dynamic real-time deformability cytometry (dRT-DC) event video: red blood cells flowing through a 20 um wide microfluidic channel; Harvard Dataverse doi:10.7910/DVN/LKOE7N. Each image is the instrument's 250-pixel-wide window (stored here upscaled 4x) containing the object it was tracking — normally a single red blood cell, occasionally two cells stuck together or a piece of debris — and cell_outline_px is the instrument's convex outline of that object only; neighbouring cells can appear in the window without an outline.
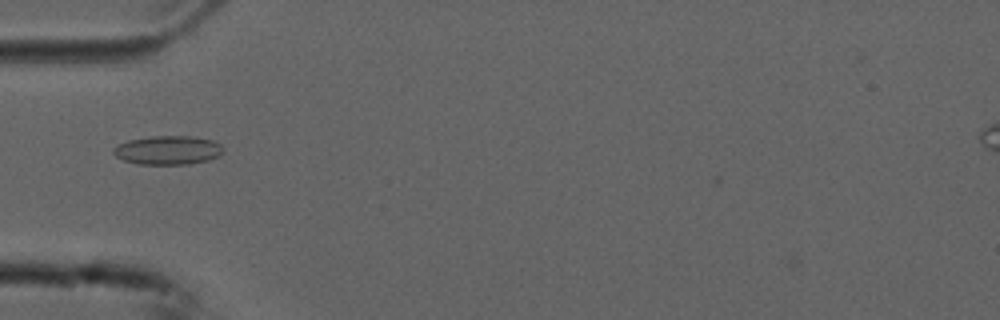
{"species": "common noctule bat (a hibernating species)", "species_latin": "Nyctalus noctula", "temperature_condition": "cold", "stored_images_in_passage": 39, "camera_frame_rate_fps": 3000, "um_per_image_px": 0.085, "animal": {"sex": "male", "forearm_length_mm": 52.5}, "frame": {"image": 1, "passage_image": 2, "time_ms": 0.333, "image_size_px": [1000, 320], "cell_outline_px": [[224, 152], [208, 160], [188, 164], [136, 164], [124, 160], [116, 156], [112, 152], [112, 148], [128, 140], [152, 136], [192, 136], [212, 140], [220, 144], [224, 148]], "centroid_in_image_um": [14.27, 12.76], "position_along_channel_um": 70.7, "area_um2": 18.44}}
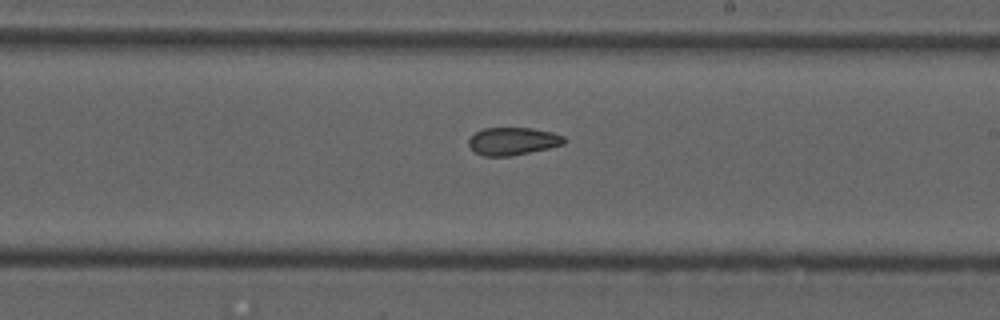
{"frame": {"image": 2, "passage_image": 16, "time_ms": 5.0, "image_size_px": [1000, 320], "cell_outline_px": [[568, 140], [564, 144], [548, 148], [512, 156], [484, 156], [472, 152], [468, 144], [468, 140], [476, 132], [484, 128], [532, 128], [552, 132], [564, 136]], "centroid_in_image_um": [43.59, 12.01], "position_along_channel_um": 245.4, "area_um2": 15.55}}
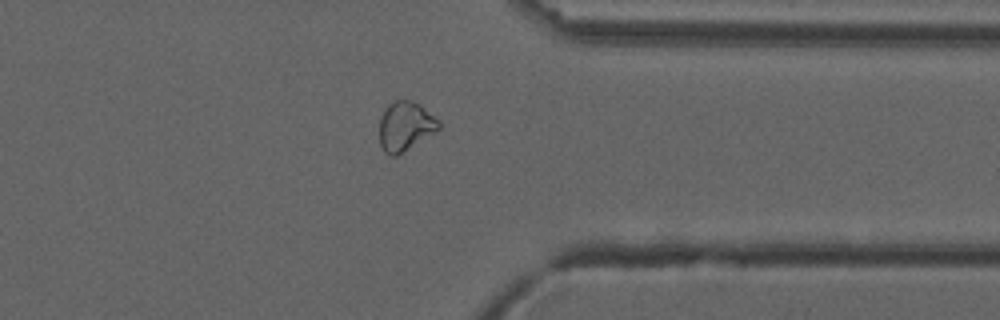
{"frame": {"image": 3, "passage_image": 27, "time_ms": 8.667, "image_size_px": [1000, 320], "cell_outline_px": [[440, 128], [436, 132], [396, 156], [388, 156], [384, 152], [380, 144], [380, 116], [384, 108], [392, 100], [408, 100], [420, 104], [440, 120]], "centroid_in_image_um": [34.45, 10.72], "position_along_channel_um": 377.0, "area_um2": 17.28}, "authors_computed_cell_mechanics": {"area_um2": 16.2996, "velocity_mm_per_s": 3.7368, "shape_relaxation_time_tau1_ms": null, "shape_relaxation_time_tau2_ms": 3.5481, "deformation_change_tau1": null, "deformation_change_tau2": 0.0805}}